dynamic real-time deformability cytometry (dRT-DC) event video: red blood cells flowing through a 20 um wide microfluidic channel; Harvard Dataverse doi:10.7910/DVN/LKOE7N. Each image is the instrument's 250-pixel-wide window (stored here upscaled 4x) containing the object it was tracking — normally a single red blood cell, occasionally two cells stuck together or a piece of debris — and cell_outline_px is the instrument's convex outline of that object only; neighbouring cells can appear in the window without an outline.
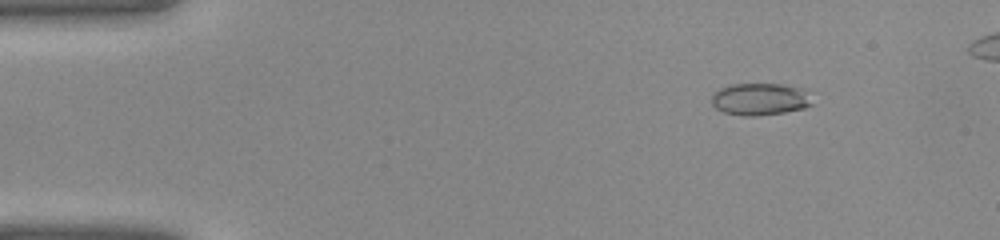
{"species": "common noctule bat (a hibernating species)", "species_latin": "Nyctalus noctula", "temperature_condition": "warm", "stored_images_in_passage": 38, "camera_frame_rate_fps": 3000, "um_per_image_px": 0.085, "animal": {"sex": "female", "body_mass_g": 22.0, "forearm_length_mm": 56.7}, "frame": {"image": 1, "passage_image": 4, "time_ms": 1.0, "image_size_px": [1000, 240], "cell_outline_px": [[812, 104], [804, 108], [784, 112], [756, 116], [740, 116], [724, 112], [716, 108], [712, 104], [712, 92], [720, 88], [732, 84], [780, 84], [800, 88]], "centroid_in_image_um": [64.5, 8.44], "position_along_channel_um": 20.5, "area_um2": 18.55}}
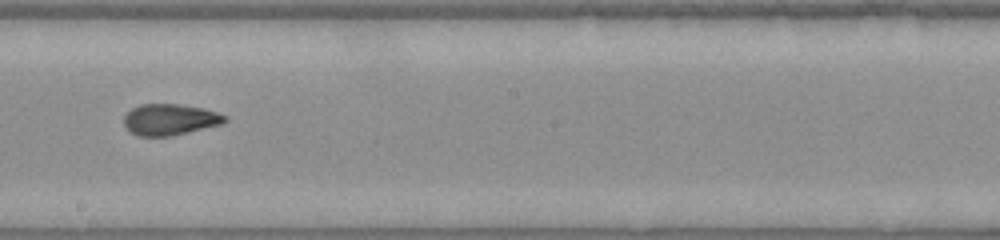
{"frame": {"image": 2, "passage_image": 22, "time_ms": 7.0, "image_size_px": [1000, 240], "cell_outline_px": [[228, 120], [220, 124], [172, 136], [136, 136], [128, 132], [124, 124], [124, 116], [132, 108], [140, 104], [176, 104], [204, 108], [228, 116]], "centroid_in_image_um": [14.41, 10.17], "position_along_channel_um": 233.8, "area_um2": 18.44}}
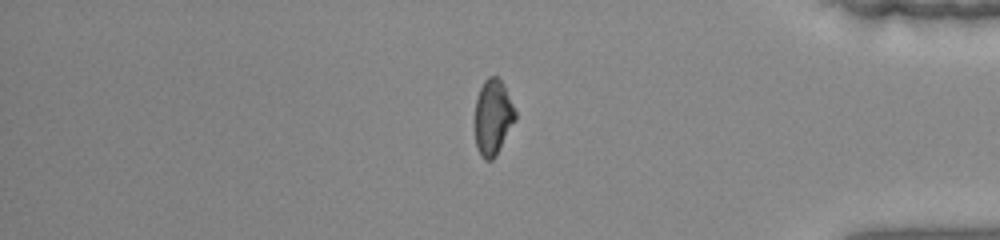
{"frame": {"image": 3, "passage_image": 33, "time_ms": 10.667, "image_size_px": [1000, 240], "cell_outline_px": [[516, 120], [496, 156], [492, 160], [484, 160], [480, 156], [476, 144], [476, 100], [480, 88], [484, 80], [488, 76], [496, 76], [504, 84], [516, 112]], "centroid_in_image_um": [41.91, 9.97], "position_along_channel_um": 393.3, "area_um2": 17.74}}